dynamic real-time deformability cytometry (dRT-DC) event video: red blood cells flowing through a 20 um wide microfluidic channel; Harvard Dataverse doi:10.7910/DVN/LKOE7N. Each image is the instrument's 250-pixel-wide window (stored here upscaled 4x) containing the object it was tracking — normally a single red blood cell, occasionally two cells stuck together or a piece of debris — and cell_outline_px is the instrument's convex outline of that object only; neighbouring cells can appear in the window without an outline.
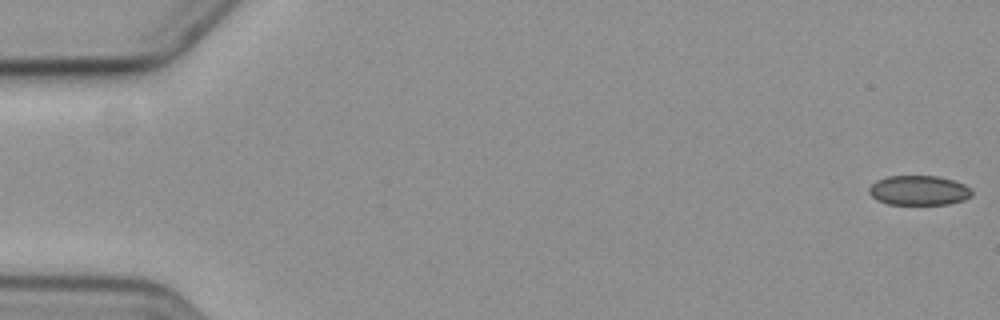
{"species": "common noctule bat (a hibernating species)", "species_latin": "Nyctalus noctula", "temperature_condition": "cold", "stored_images_in_passage": 4, "camera_frame_rate_fps": 3000, "um_per_image_px": 0.085, "animal": {"sex": "female", "body_mass_g": 19.3, "forearm_length_mm": 54.1}, "frame": {"image": 1, "passage_image": 1, "time_ms": 0.0, "image_size_px": [1000, 320], "cell_outline_px": [[972, 196], [964, 200], [948, 204], [888, 204], [876, 200], [868, 192], [868, 188], [876, 180], [888, 176], [936, 176], [952, 180], [964, 184], [972, 188]], "centroid_in_image_um": [78.1, 16.18], "position_along_channel_um": 6.9, "area_um2": 17.86}}